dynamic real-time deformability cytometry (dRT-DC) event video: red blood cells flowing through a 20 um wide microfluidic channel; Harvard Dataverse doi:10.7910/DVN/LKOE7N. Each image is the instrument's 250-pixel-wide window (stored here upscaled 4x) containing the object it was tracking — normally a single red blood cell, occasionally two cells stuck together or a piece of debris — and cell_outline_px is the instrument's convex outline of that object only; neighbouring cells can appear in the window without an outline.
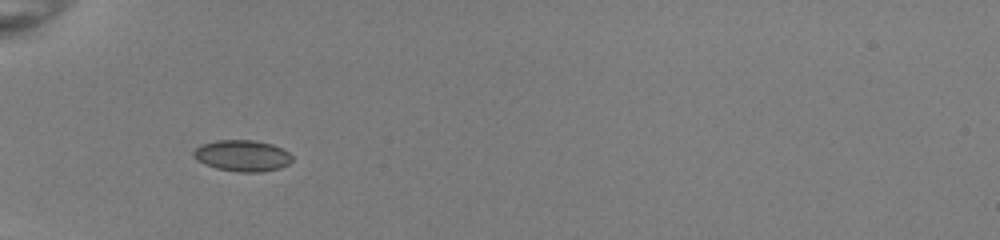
{"species": "common noctule bat (a hibernating species)", "species_latin": "Nyctalus noctula", "temperature_condition": "room temperature", "stored_images_in_passage": 36, "camera_frame_rate_fps": 3000, "um_per_image_px": 0.085, "animal": {"sex": "female", "body_mass_g": 22.0, "forearm_length_mm": 56.7}, "frame": {"image": 1, "passage_image": 3, "time_ms": 0.667, "image_size_px": [1000, 240], "cell_outline_px": [[292, 160], [288, 164], [280, 168], [260, 172], [236, 172], [216, 168], [204, 164], [192, 156], [192, 152], [200, 144], [216, 140], [256, 140], [272, 144], [288, 152], [292, 156]], "centroid_in_image_um": [20.57, 13.23], "position_along_channel_um": 64.4, "area_um2": 18.09}}
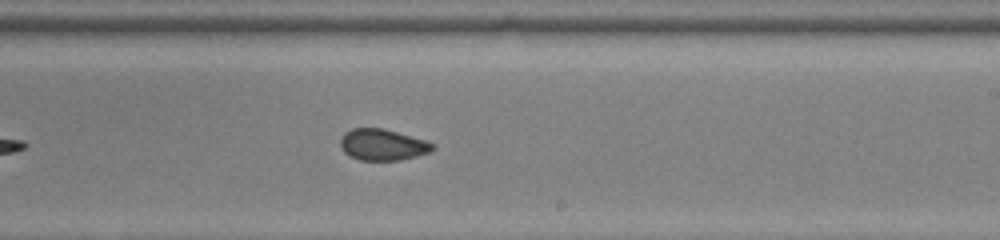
{"frame": {"image": 2, "passage_image": 18, "time_ms": 5.667, "image_size_px": [1000, 240], "cell_outline_px": [[436, 148], [428, 152], [416, 156], [400, 160], [360, 160], [344, 152], [340, 144], [340, 140], [344, 132], [352, 128], [384, 128], [424, 140], [436, 144]], "centroid_in_image_um": [32.52, 12.29], "position_along_channel_um": 256.5, "area_um2": 16.76}}
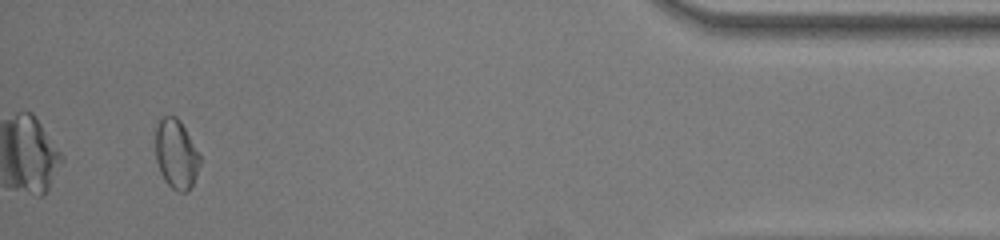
{"frame": {"image": 3, "passage_image": 34, "time_ms": 11.0, "image_size_px": [1000, 240], "cell_outline_px": [[200, 164], [196, 176], [188, 192], [180, 192], [172, 188], [164, 180], [160, 172], [156, 160], [156, 128], [160, 120], [164, 116], [176, 116], [180, 120], [200, 156]], "centroid_in_image_um": [14.97, 13.12], "position_along_channel_um": 420.2, "area_um2": 17.74}, "authors_computed_cell_mechanics": {"area_um2": 17.4845, "velocity_mm_per_s": 4.008, "shape_relaxation_time_tau1_ms": null, "shape_relaxation_time_tau2_ms": 2.1048, "deformation_change_tau1": null, "deformation_change_tau2": 0.0641}}